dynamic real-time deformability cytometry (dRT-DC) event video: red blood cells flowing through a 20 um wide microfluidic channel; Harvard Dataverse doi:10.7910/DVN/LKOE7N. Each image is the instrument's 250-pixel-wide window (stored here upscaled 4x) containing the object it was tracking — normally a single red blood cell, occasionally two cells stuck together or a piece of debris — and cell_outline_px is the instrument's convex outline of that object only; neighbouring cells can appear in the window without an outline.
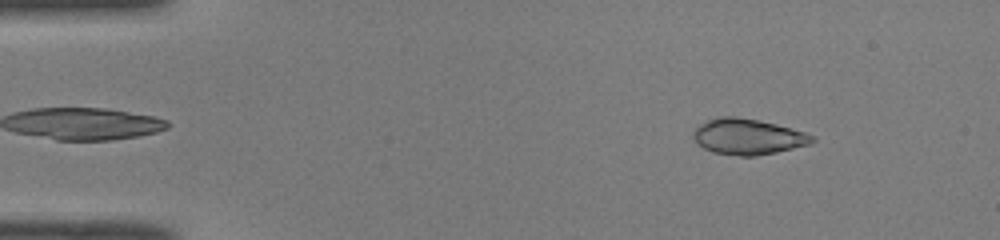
{"species": "common noctule bat (a hibernating species)", "species_latin": "Nyctalus noctula", "temperature_condition": "room temperature", "stored_images_in_passage": 44, "camera_frame_rate_fps": 3000, "um_per_image_px": 0.085, "animal": {"sex": "male", "body_mass_g": 19.0, "forearm_length_mm": 50.8}, "frame": {"image": 1, "passage_image": 1, "time_ms": 0.0, "image_size_px": [1000, 240], "cell_outline_px": [[816, 140], [808, 144], [776, 152], [756, 156], [740, 156], [712, 152], [704, 148], [692, 136], [692, 132], [700, 124], [716, 116], [736, 116], [776, 124], [804, 132], [816, 136]], "centroid_in_image_um": [63.56, 11.61], "position_along_channel_um": 21.4, "area_um2": 24.62}}
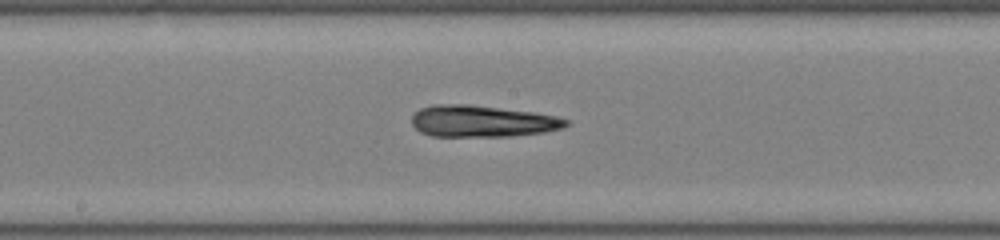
{"frame": {"image": 2, "passage_image": 21, "time_ms": 6.667, "image_size_px": [1000, 240], "cell_outline_px": [[568, 124], [564, 128], [544, 132], [508, 136], [432, 136], [420, 132], [412, 124], [412, 116], [420, 108], [432, 104], [468, 104], [532, 112], [556, 116], [568, 120]], "centroid_in_image_um": [40.96, 10.3], "position_along_channel_um": 207.2, "area_um2": 28.32}}
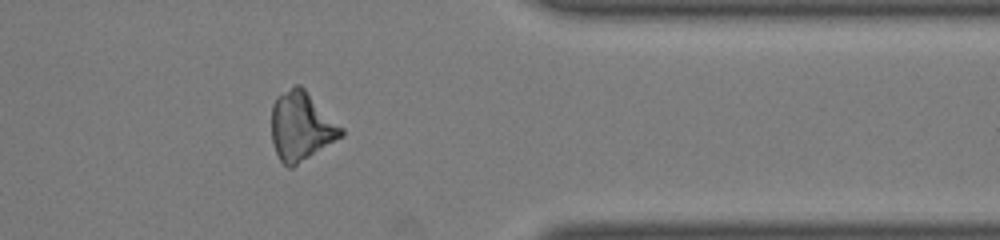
{"frame": {"image": 3, "passage_image": 35, "time_ms": 11.333, "image_size_px": [1000, 240], "cell_outline_px": [[344, 136], [292, 168], [288, 168], [280, 160], [276, 152], [272, 140], [272, 104], [276, 96], [296, 84], [300, 84], [344, 128]], "centroid_in_image_um": [25.62, 10.74], "position_along_channel_um": 385.8, "area_um2": 28.15}, "authors_computed_cell_mechanics": {"area_um2": 27.7151, "velocity_mm_per_s": 4.1053, "shape_relaxation_time_tau1_ms": 3.8753, "shape_relaxation_time_tau2_ms": 2.9051, "deformation_change_tau1": 0.2046, "deformation_change_tau2": 0.1217}}